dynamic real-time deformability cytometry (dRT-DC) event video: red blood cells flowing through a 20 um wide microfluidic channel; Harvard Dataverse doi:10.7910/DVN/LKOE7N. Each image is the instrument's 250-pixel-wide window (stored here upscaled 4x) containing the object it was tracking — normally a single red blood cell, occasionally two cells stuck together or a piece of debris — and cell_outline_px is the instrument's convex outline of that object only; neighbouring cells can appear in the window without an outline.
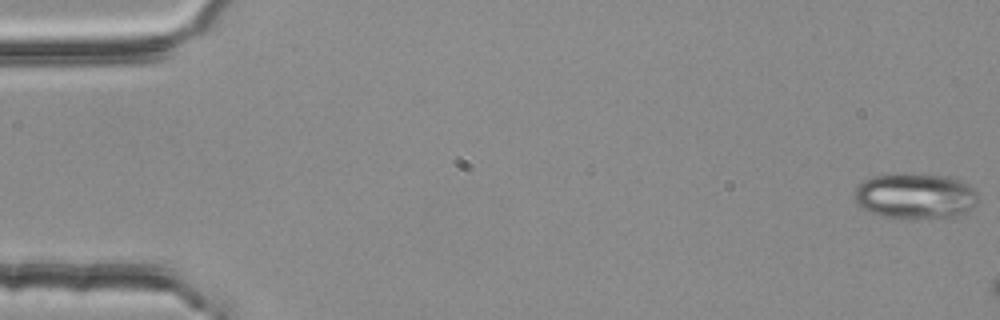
{"species": "common noctule bat (a hibernating species)", "species_latin": "Nyctalus noctula", "temperature_condition": "room temperature", "stored_images_in_passage": 3, "camera_frame_rate_fps": 3000, "um_per_image_px": 0.085, "animal": {"sex": "female", "body_mass_g": 25.1}, "frame": {"image": 1, "passage_image": 1, "time_ms": 0.0, "image_size_px": [1000, 320], "cell_outline_px": [[980, 200], [968, 212], [956, 216], [904, 220], [884, 216], [868, 212], [856, 204], [852, 196], [856, 188], [864, 180], [872, 176], [900, 172], [904, 172], [948, 176], [960, 180], [968, 184], [980, 196]], "centroid_in_image_um": [77.79, 16.66], "position_along_channel_um": 7.2, "area_um2": 33.99}}